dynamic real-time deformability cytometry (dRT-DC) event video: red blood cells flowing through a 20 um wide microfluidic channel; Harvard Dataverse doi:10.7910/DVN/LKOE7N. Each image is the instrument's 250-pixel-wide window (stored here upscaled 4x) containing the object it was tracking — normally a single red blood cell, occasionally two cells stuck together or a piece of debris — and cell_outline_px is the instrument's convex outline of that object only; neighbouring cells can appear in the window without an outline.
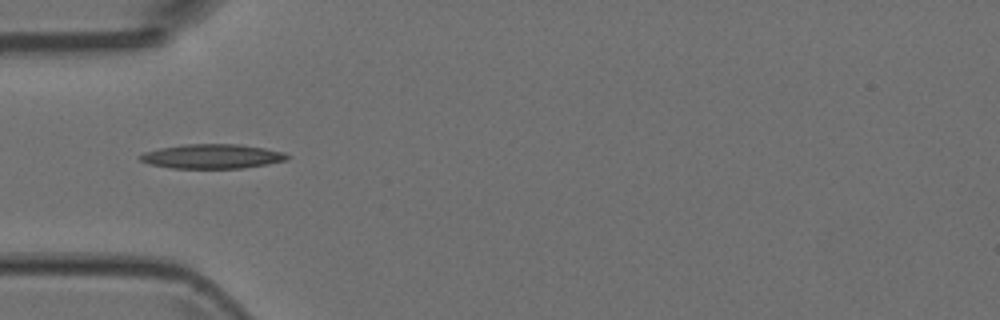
{"species": "Egyptian fruit bat (a non-hibernating species)", "species_latin": "Rousettus aegyptiacus", "temperature_condition": "room temperature", "stored_images_in_passage": 8, "camera_frame_rate_fps": 3000, "um_per_image_px": 0.085, "animal": {"sex": "female"}, "frame": {"image": 1, "passage_image": 4, "time_ms": 1.0, "image_size_px": [1000, 320], "cell_outline_px": [[288, 160], [268, 164], [244, 168], [172, 168], [148, 164], [140, 160], [140, 156], [144, 152], [160, 148], [184, 144], [240, 144], [264, 148], [284, 152], [288, 156]], "centroid_in_image_um": [18.04, 13.29], "position_along_channel_um": 67.0, "area_um2": 20.92}}
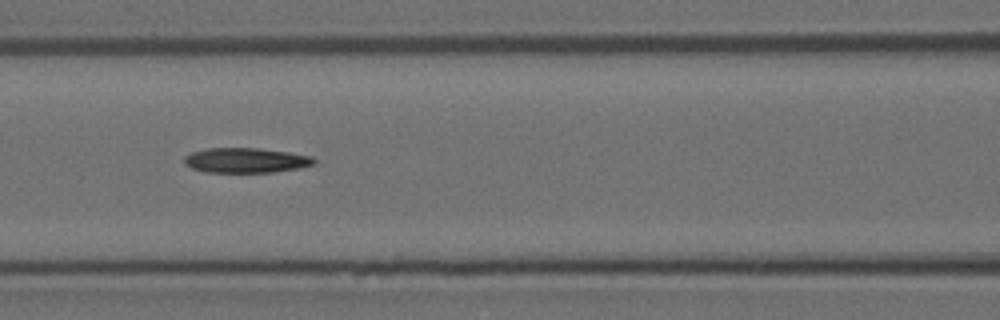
{"frame": {"image": 2, "passage_image": 6, "time_ms": 1.667, "image_size_px": [1000, 320], "cell_outline_px": [[316, 164], [300, 168], [272, 172], [204, 172], [192, 168], [184, 164], [184, 156], [192, 152], [208, 148], [256, 148], [288, 152], [312, 156], [316, 160]], "centroid_in_image_um": [20.9, 13.63], "position_along_channel_um": 145.7, "area_um2": 18.9}}
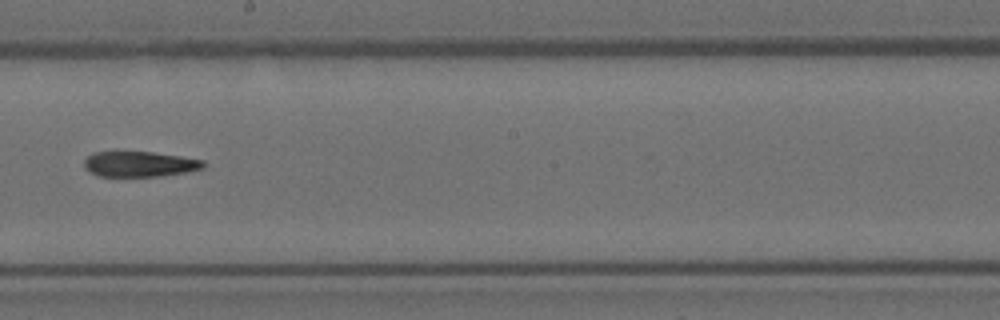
{"frame": {"image": 3, "passage_image": 8, "time_ms": 2.333, "image_size_px": [1000, 320], "cell_outline_px": [[204, 168], [184, 172], [160, 176], [100, 176], [88, 172], [84, 168], [84, 160], [92, 152], [116, 148], [152, 152], [180, 156], [204, 160]], "centroid_in_image_um": [11.75, 13.89], "position_along_channel_um": 236.4, "area_um2": 18.44}}